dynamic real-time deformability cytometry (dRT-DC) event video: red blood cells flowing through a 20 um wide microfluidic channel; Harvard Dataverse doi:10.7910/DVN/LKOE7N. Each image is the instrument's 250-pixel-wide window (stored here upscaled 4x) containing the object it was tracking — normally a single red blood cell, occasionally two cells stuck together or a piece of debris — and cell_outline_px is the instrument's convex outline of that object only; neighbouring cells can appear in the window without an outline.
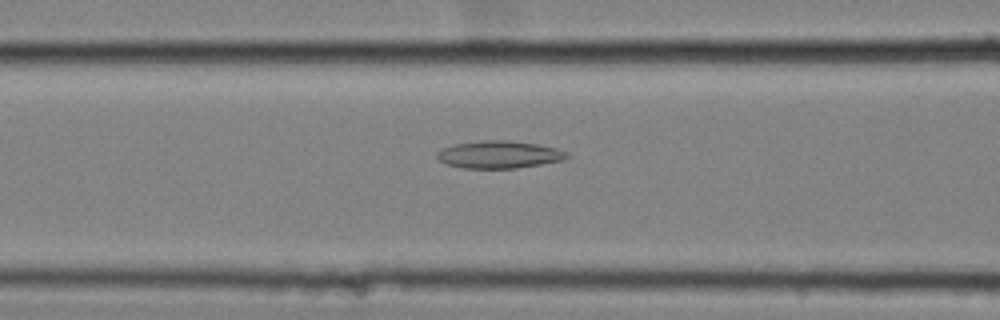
{"species": "common noctule bat (a hibernating species)", "species_latin": "Nyctalus noctula", "temperature_condition": "cold", "stored_images_in_passage": 58, "camera_frame_rate_fps": 3000, "um_per_image_px": 0.085, "animal": {"sex": "female", "body_mass_g": 25.1}, "frame": {"image": 1, "passage_image": 25, "time_ms": 8.0, "image_size_px": [1000, 320], "cell_outline_px": [[572, 156], [560, 160], [540, 164], [516, 168], [464, 168], [448, 164], [440, 160], [436, 156], [436, 152], [444, 148], [456, 144], [484, 140], [508, 140], [536, 144], [556, 148], [568, 152]], "centroid_in_image_um": [42.44, 13.13], "position_along_channel_um": 124.2, "area_um2": 20.52}}
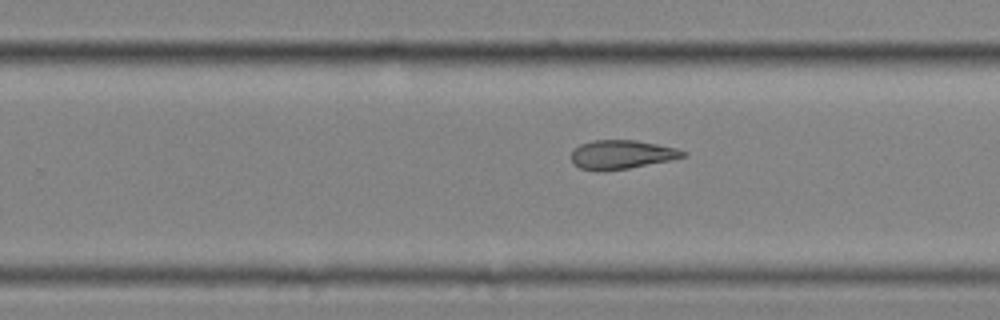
{"frame": {"image": 2, "passage_image": 38, "time_ms": 12.333, "image_size_px": [1000, 320], "cell_outline_px": [[688, 156], [628, 168], [580, 168], [572, 160], [572, 152], [580, 144], [592, 140], [636, 140], [676, 148], [688, 152]], "centroid_in_image_um": [52.91, 13.08], "position_along_channel_um": 276.9, "area_um2": 17.98}}
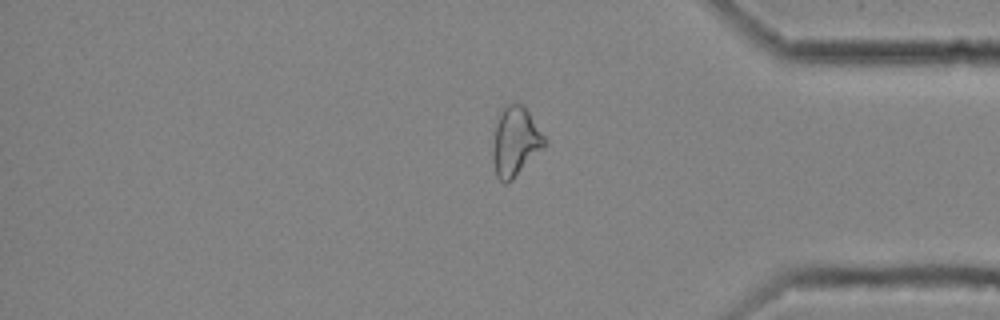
{"frame": {"image": 3, "passage_image": 49, "time_ms": 16.0, "image_size_px": [1000, 320], "cell_outline_px": [[548, 144], [508, 184], [504, 184], [496, 176], [492, 160], [492, 148], [496, 124], [500, 112], [508, 104], [524, 104], [548, 140]], "centroid_in_image_um": [43.83, 12.05], "position_along_channel_um": 391.4, "area_um2": 21.21}, "authors_computed_cell_mechanics": {"area_um2": 21.9929, "velocity_mm_per_s": 3.534, "shape_relaxation_time_tau1_ms": null, "shape_relaxation_time_tau2_ms": 7.9601, "deformation_change_tau1": null, "deformation_change_tau2": 0.1787}}